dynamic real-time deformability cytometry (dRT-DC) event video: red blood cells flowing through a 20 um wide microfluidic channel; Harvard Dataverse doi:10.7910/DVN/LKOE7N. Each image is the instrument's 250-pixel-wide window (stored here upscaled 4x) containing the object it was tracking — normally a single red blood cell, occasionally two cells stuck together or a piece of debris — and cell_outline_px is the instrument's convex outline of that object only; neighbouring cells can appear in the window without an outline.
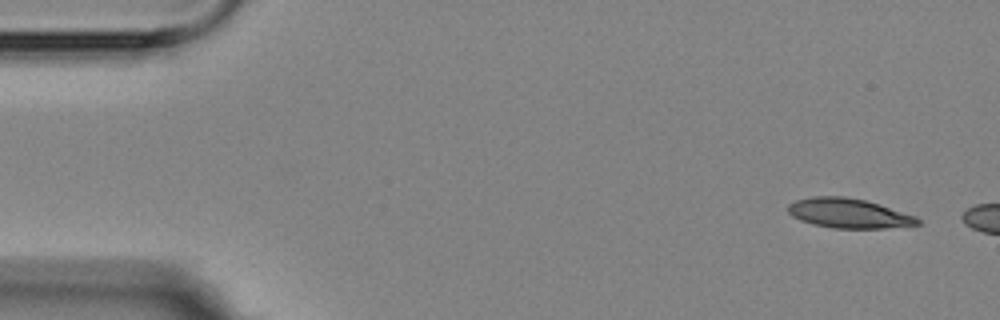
{"species": "Egyptian fruit bat (a non-hibernating species)", "species_latin": "Rousettus aegyptiacus", "temperature_condition": "room temperature", "stored_images_in_passage": 3, "segment_of_instrument_passage": [2, 2], "camera_frame_rate_fps": 3000, "um_per_image_px": 0.085, "animal": {"sex": "female"}, "frame": {"image": 1, "passage_image": 3, "time_ms": 3.333, "image_size_px": [1000, 320], "cell_outline_px": [[920, 224], [884, 228], [832, 228], [812, 224], [800, 220], [792, 216], [788, 212], [788, 204], [796, 200], [812, 196], [844, 196], [864, 200], [880, 204], [916, 216], [920, 220]], "centroid_in_image_um": [72.12, 18.12], "position_along_channel_um": 12.9, "area_um2": 22.37}}